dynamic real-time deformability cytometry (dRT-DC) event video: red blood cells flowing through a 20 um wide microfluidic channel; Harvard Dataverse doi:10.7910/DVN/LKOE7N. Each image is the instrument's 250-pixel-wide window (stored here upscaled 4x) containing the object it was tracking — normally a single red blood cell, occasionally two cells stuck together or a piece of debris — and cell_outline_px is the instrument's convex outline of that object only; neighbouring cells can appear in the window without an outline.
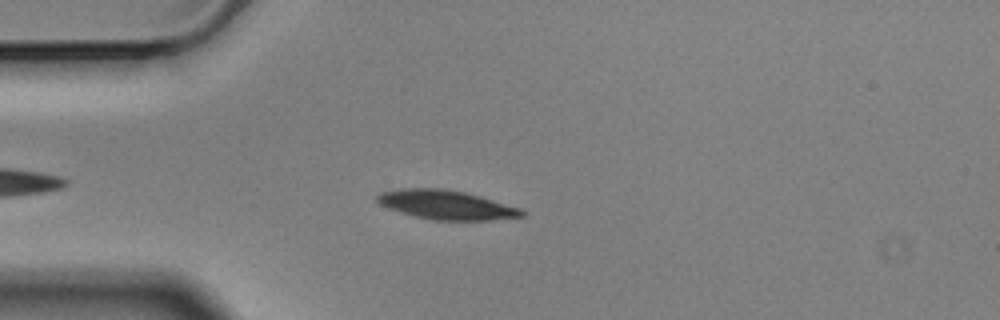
{"species": "Egyptian fruit bat (a non-hibernating species)", "species_latin": "Rousettus aegyptiacus", "temperature_condition": "cold", "stored_images_in_passage": 1, "camera_frame_rate_fps": 3000, "um_per_image_px": 0.085, "animal": {"sex": "male"}, "frame": {"image": 1, "passage_image": 1, "time_ms": 0.0, "image_size_px": [1000, 320], "cell_outline_px": [[524, 216], [492, 220], [432, 220], [400, 212], [388, 208], [380, 204], [376, 200], [376, 196], [380, 192], [400, 188], [440, 188], [464, 192], [480, 196], [520, 208], [524, 212]], "centroid_in_image_um": [37.9, 17.41], "position_along_channel_um": 47.1, "area_um2": 24.45}}